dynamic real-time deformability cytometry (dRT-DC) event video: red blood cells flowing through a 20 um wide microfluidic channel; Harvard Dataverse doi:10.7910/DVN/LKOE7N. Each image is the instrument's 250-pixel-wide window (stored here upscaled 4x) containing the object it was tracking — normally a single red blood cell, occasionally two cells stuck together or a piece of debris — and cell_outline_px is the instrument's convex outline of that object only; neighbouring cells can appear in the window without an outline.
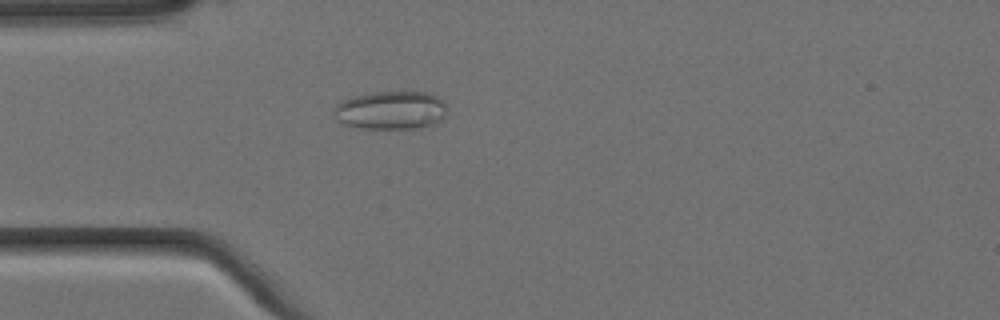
{"species": "Egyptian fruit bat (a non-hibernating species)", "species_latin": "Rousettus aegyptiacus", "temperature_condition": "cold", "stored_images_in_passage": 1, "camera_frame_rate_fps": 3000, "um_per_image_px": 0.085, "animal": {"sex": "female"}, "frame": {"image": 1, "passage_image": 1, "time_ms": 0.0, "image_size_px": [1000, 320], "cell_outline_px": [[448, 108], [444, 116], [440, 120], [432, 124], [420, 128], [360, 128], [344, 124], [336, 120], [332, 112], [332, 108], [336, 104], [352, 96], [376, 92], [424, 92], [436, 96], [444, 100]], "centroid_in_image_um": [33.2, 9.37], "position_along_channel_um": 51.8, "area_um2": 25.43}}